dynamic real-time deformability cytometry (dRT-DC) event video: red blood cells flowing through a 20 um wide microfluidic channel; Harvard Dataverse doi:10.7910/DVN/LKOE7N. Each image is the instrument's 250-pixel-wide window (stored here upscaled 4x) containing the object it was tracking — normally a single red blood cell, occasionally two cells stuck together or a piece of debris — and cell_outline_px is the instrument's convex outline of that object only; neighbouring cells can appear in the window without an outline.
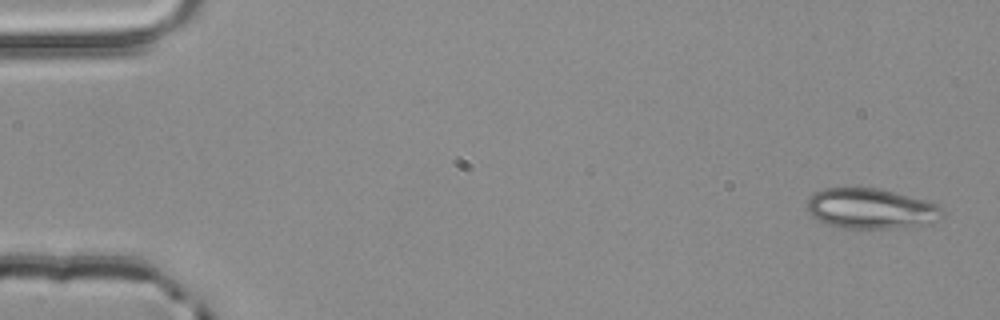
{"species": "common noctule bat (a hibernating species)", "species_latin": "Nyctalus noctula", "temperature_condition": "room temperature", "stored_images_in_passage": 4, "camera_frame_rate_fps": 3000, "um_per_image_px": 0.085, "animal": {"sex": "male", "body_mass_g": 20.4}, "frame": {"image": 1, "passage_image": 1, "time_ms": 0.0, "image_size_px": [1000, 320], "cell_outline_px": [[944, 212], [936, 220], [928, 224], [900, 228], [840, 228], [816, 220], [812, 216], [808, 208], [808, 200], [812, 192], [824, 188], [880, 188], [928, 200], [944, 208]], "centroid_in_image_um": [74.04, 17.73], "position_along_channel_um": 11.0, "area_um2": 32.08}}